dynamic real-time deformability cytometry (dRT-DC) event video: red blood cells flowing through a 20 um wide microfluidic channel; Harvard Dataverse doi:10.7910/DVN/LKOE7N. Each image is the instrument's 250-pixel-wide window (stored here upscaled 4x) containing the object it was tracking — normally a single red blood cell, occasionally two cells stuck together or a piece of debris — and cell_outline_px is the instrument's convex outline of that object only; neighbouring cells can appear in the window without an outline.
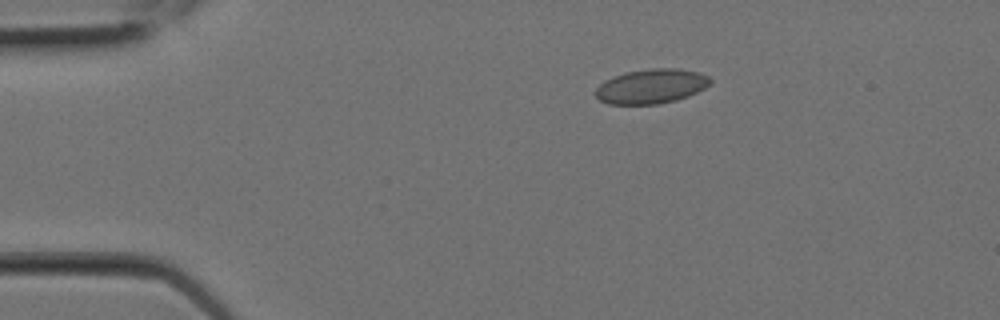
{"species": "Egyptian fruit bat (a non-hibernating species)", "species_latin": "Rousettus aegyptiacus", "temperature_condition": "room temperature", "stored_images_in_passage": 7, "camera_frame_rate_fps": 3000, "um_per_image_px": 0.085, "animal": {"sex": "female"}, "frame": {"image": 1, "passage_image": 2, "time_ms": 0.333, "image_size_px": [1000, 320], "cell_outline_px": [[712, 84], [688, 96], [676, 100], [656, 104], [608, 104], [600, 100], [596, 96], [596, 88], [604, 80], [628, 72], [652, 68], [676, 68], [700, 72], [708, 76], [712, 80]], "centroid_in_image_um": [55.39, 7.33], "position_along_channel_um": 29.6, "area_um2": 23.0}}
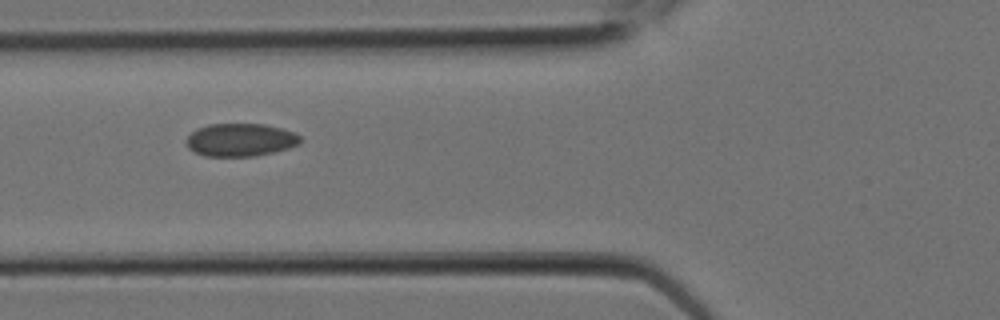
{"frame": {"image": 2, "passage_image": 6, "time_ms": 1.667, "image_size_px": [1000, 320], "cell_outline_px": [[300, 144], [288, 148], [272, 152], [252, 156], [204, 156], [188, 148], [188, 136], [196, 128], [208, 124], [264, 124], [296, 132], [300, 136]], "centroid_in_image_um": [20.45, 11.88], "position_along_channel_um": 105.3, "area_um2": 21.73}}
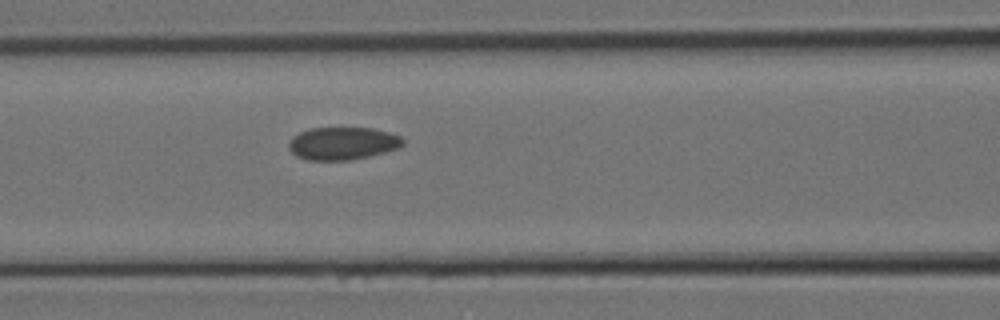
{"frame": {"image": 3, "passage_image": 7, "time_ms": 2.0, "image_size_px": [1000, 320], "cell_outline_px": [[404, 144], [396, 148], [384, 152], [352, 160], [308, 160], [296, 156], [288, 148], [288, 144], [292, 136], [308, 128], [372, 128], [388, 132], [400, 136], [404, 140]], "centroid_in_image_um": [29.09, 12.18], "position_along_channel_um": 137.5, "area_um2": 21.73}}